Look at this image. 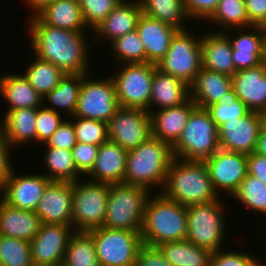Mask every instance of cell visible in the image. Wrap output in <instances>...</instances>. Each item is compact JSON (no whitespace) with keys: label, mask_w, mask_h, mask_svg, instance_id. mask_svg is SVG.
Masks as SVG:
<instances>
[{"label":"cell","mask_w":266,"mask_h":266,"mask_svg":"<svg viewBox=\"0 0 266 266\" xmlns=\"http://www.w3.org/2000/svg\"><path fill=\"white\" fill-rule=\"evenodd\" d=\"M151 89L149 113L155 110V106L158 107L156 110H161L183 104L190 98V86L186 82L162 72L157 67L154 70Z\"/></svg>","instance_id":"484cf974"},{"label":"cell","mask_w":266,"mask_h":266,"mask_svg":"<svg viewBox=\"0 0 266 266\" xmlns=\"http://www.w3.org/2000/svg\"><path fill=\"white\" fill-rule=\"evenodd\" d=\"M183 206L211 203L221 195L214 190L204 160L173 158L160 192Z\"/></svg>","instance_id":"7a4b0ae2"},{"label":"cell","mask_w":266,"mask_h":266,"mask_svg":"<svg viewBox=\"0 0 266 266\" xmlns=\"http://www.w3.org/2000/svg\"><path fill=\"white\" fill-rule=\"evenodd\" d=\"M40 226L34 211L11 207L0 199V235L31 242Z\"/></svg>","instance_id":"83f0119b"},{"label":"cell","mask_w":266,"mask_h":266,"mask_svg":"<svg viewBox=\"0 0 266 266\" xmlns=\"http://www.w3.org/2000/svg\"><path fill=\"white\" fill-rule=\"evenodd\" d=\"M186 235V206L167 199L157 190L146 204L141 230L143 244L158 246L164 242L185 240Z\"/></svg>","instance_id":"3957f363"},{"label":"cell","mask_w":266,"mask_h":266,"mask_svg":"<svg viewBox=\"0 0 266 266\" xmlns=\"http://www.w3.org/2000/svg\"><path fill=\"white\" fill-rule=\"evenodd\" d=\"M214 190L230 197L248 174L247 155L219 148L204 159Z\"/></svg>","instance_id":"9a60e30c"},{"label":"cell","mask_w":266,"mask_h":266,"mask_svg":"<svg viewBox=\"0 0 266 266\" xmlns=\"http://www.w3.org/2000/svg\"><path fill=\"white\" fill-rule=\"evenodd\" d=\"M73 182L50 181L35 213L41 223L72 225Z\"/></svg>","instance_id":"ac0fdd59"},{"label":"cell","mask_w":266,"mask_h":266,"mask_svg":"<svg viewBox=\"0 0 266 266\" xmlns=\"http://www.w3.org/2000/svg\"><path fill=\"white\" fill-rule=\"evenodd\" d=\"M66 120L59 112L39 107L36 117V142L42 146Z\"/></svg>","instance_id":"f6af8a7d"},{"label":"cell","mask_w":266,"mask_h":266,"mask_svg":"<svg viewBox=\"0 0 266 266\" xmlns=\"http://www.w3.org/2000/svg\"><path fill=\"white\" fill-rule=\"evenodd\" d=\"M50 180L44 174H16L12 168L10 175L1 190L0 198L11 207L35 211L43 191Z\"/></svg>","instance_id":"e0dca14e"},{"label":"cell","mask_w":266,"mask_h":266,"mask_svg":"<svg viewBox=\"0 0 266 266\" xmlns=\"http://www.w3.org/2000/svg\"><path fill=\"white\" fill-rule=\"evenodd\" d=\"M11 150V151H10ZM14 150L9 147L7 143H5L1 148H0V192L3 189L10 172L12 168L14 167L12 165V159L11 153Z\"/></svg>","instance_id":"db71d44e"},{"label":"cell","mask_w":266,"mask_h":266,"mask_svg":"<svg viewBox=\"0 0 266 266\" xmlns=\"http://www.w3.org/2000/svg\"><path fill=\"white\" fill-rule=\"evenodd\" d=\"M0 96L8 103L7 110L43 106V97L22 73L20 75L6 73L0 76Z\"/></svg>","instance_id":"f546056e"},{"label":"cell","mask_w":266,"mask_h":266,"mask_svg":"<svg viewBox=\"0 0 266 266\" xmlns=\"http://www.w3.org/2000/svg\"><path fill=\"white\" fill-rule=\"evenodd\" d=\"M248 175L260 179L266 184V156L253 152L247 155Z\"/></svg>","instance_id":"f5cc1de1"},{"label":"cell","mask_w":266,"mask_h":266,"mask_svg":"<svg viewBox=\"0 0 266 266\" xmlns=\"http://www.w3.org/2000/svg\"><path fill=\"white\" fill-rule=\"evenodd\" d=\"M44 151L43 162L48 170L44 175L50 181L75 182L82 178L75 166L72 150L44 147Z\"/></svg>","instance_id":"e575fe53"},{"label":"cell","mask_w":266,"mask_h":266,"mask_svg":"<svg viewBox=\"0 0 266 266\" xmlns=\"http://www.w3.org/2000/svg\"><path fill=\"white\" fill-rule=\"evenodd\" d=\"M87 29L92 32L122 0H78Z\"/></svg>","instance_id":"ee69618b"},{"label":"cell","mask_w":266,"mask_h":266,"mask_svg":"<svg viewBox=\"0 0 266 266\" xmlns=\"http://www.w3.org/2000/svg\"><path fill=\"white\" fill-rule=\"evenodd\" d=\"M191 32L188 29L177 32L166 55L156 64L162 72L183 80L189 86L202 68L201 36L197 39Z\"/></svg>","instance_id":"8fae6325"},{"label":"cell","mask_w":266,"mask_h":266,"mask_svg":"<svg viewBox=\"0 0 266 266\" xmlns=\"http://www.w3.org/2000/svg\"><path fill=\"white\" fill-rule=\"evenodd\" d=\"M265 265H266V263H263V262H262L259 266H265Z\"/></svg>","instance_id":"6125c7cd"},{"label":"cell","mask_w":266,"mask_h":266,"mask_svg":"<svg viewBox=\"0 0 266 266\" xmlns=\"http://www.w3.org/2000/svg\"><path fill=\"white\" fill-rule=\"evenodd\" d=\"M110 43L115 62L119 64L146 63L145 48L137 30L128 32Z\"/></svg>","instance_id":"f35d334b"},{"label":"cell","mask_w":266,"mask_h":266,"mask_svg":"<svg viewBox=\"0 0 266 266\" xmlns=\"http://www.w3.org/2000/svg\"><path fill=\"white\" fill-rule=\"evenodd\" d=\"M262 260H258L251 252L223 251L220 249L212 252L210 266H259Z\"/></svg>","instance_id":"bcb514c9"},{"label":"cell","mask_w":266,"mask_h":266,"mask_svg":"<svg viewBox=\"0 0 266 266\" xmlns=\"http://www.w3.org/2000/svg\"><path fill=\"white\" fill-rule=\"evenodd\" d=\"M27 23L34 56L51 62L65 73H89L91 51L86 32L57 28L37 16L30 17Z\"/></svg>","instance_id":"6da1fadb"},{"label":"cell","mask_w":266,"mask_h":266,"mask_svg":"<svg viewBox=\"0 0 266 266\" xmlns=\"http://www.w3.org/2000/svg\"><path fill=\"white\" fill-rule=\"evenodd\" d=\"M92 236L100 266H134L143 244L141 231L100 228L88 231Z\"/></svg>","instance_id":"30bf717a"},{"label":"cell","mask_w":266,"mask_h":266,"mask_svg":"<svg viewBox=\"0 0 266 266\" xmlns=\"http://www.w3.org/2000/svg\"><path fill=\"white\" fill-rule=\"evenodd\" d=\"M208 33L201 36L202 68L232 77L236 70L228 36L220 30Z\"/></svg>","instance_id":"cb8c5ba5"},{"label":"cell","mask_w":266,"mask_h":266,"mask_svg":"<svg viewBox=\"0 0 266 266\" xmlns=\"http://www.w3.org/2000/svg\"><path fill=\"white\" fill-rule=\"evenodd\" d=\"M218 3L219 0H183L188 21L200 19L206 22L215 12Z\"/></svg>","instance_id":"681fc988"},{"label":"cell","mask_w":266,"mask_h":266,"mask_svg":"<svg viewBox=\"0 0 266 266\" xmlns=\"http://www.w3.org/2000/svg\"><path fill=\"white\" fill-rule=\"evenodd\" d=\"M197 106L189 98L178 106L154 110L150 113L152 137L171 147L178 141L191 112Z\"/></svg>","instance_id":"d6986e66"},{"label":"cell","mask_w":266,"mask_h":266,"mask_svg":"<svg viewBox=\"0 0 266 266\" xmlns=\"http://www.w3.org/2000/svg\"><path fill=\"white\" fill-rule=\"evenodd\" d=\"M261 127V115L255 111L219 125L220 148L245 155L255 152Z\"/></svg>","instance_id":"2e32d148"},{"label":"cell","mask_w":266,"mask_h":266,"mask_svg":"<svg viewBox=\"0 0 266 266\" xmlns=\"http://www.w3.org/2000/svg\"><path fill=\"white\" fill-rule=\"evenodd\" d=\"M0 258L2 266H34L30 242L0 235Z\"/></svg>","instance_id":"b9f144b4"},{"label":"cell","mask_w":266,"mask_h":266,"mask_svg":"<svg viewBox=\"0 0 266 266\" xmlns=\"http://www.w3.org/2000/svg\"><path fill=\"white\" fill-rule=\"evenodd\" d=\"M209 23L218 24L221 32L231 29L247 28L251 25L248 21L245 0H219L218 6L212 16L207 20ZM233 28V29H232Z\"/></svg>","instance_id":"8d00e7d4"},{"label":"cell","mask_w":266,"mask_h":266,"mask_svg":"<svg viewBox=\"0 0 266 266\" xmlns=\"http://www.w3.org/2000/svg\"><path fill=\"white\" fill-rule=\"evenodd\" d=\"M142 8L139 0H122L107 17L92 31L95 36L91 42L95 44L100 38L112 42L116 38L136 30Z\"/></svg>","instance_id":"ffe728a7"},{"label":"cell","mask_w":266,"mask_h":266,"mask_svg":"<svg viewBox=\"0 0 266 266\" xmlns=\"http://www.w3.org/2000/svg\"><path fill=\"white\" fill-rule=\"evenodd\" d=\"M91 72L82 78L77 106L73 116L108 122L120 107L110 76L93 79ZM90 77V79H89Z\"/></svg>","instance_id":"7c38bea8"},{"label":"cell","mask_w":266,"mask_h":266,"mask_svg":"<svg viewBox=\"0 0 266 266\" xmlns=\"http://www.w3.org/2000/svg\"><path fill=\"white\" fill-rule=\"evenodd\" d=\"M239 30L244 31L236 32L238 33L236 37L232 34L231 29L227 30V32L224 31L232 45V60L236 71L253 68L262 63L265 38V33L260 26H250L244 29L239 28Z\"/></svg>","instance_id":"44dd1931"},{"label":"cell","mask_w":266,"mask_h":266,"mask_svg":"<svg viewBox=\"0 0 266 266\" xmlns=\"http://www.w3.org/2000/svg\"><path fill=\"white\" fill-rule=\"evenodd\" d=\"M1 121V120H0ZM5 137H4V126L3 123L0 122V148L5 144Z\"/></svg>","instance_id":"6f0895ef"},{"label":"cell","mask_w":266,"mask_h":266,"mask_svg":"<svg viewBox=\"0 0 266 266\" xmlns=\"http://www.w3.org/2000/svg\"><path fill=\"white\" fill-rule=\"evenodd\" d=\"M212 120L217 126L229 122L230 120L245 116L250 110L238 99L233 87L221 97L217 103L206 108Z\"/></svg>","instance_id":"60d3db41"},{"label":"cell","mask_w":266,"mask_h":266,"mask_svg":"<svg viewBox=\"0 0 266 266\" xmlns=\"http://www.w3.org/2000/svg\"><path fill=\"white\" fill-rule=\"evenodd\" d=\"M172 147L151 137L136 149L128 151L124 183L161 192L173 160Z\"/></svg>","instance_id":"277c9868"},{"label":"cell","mask_w":266,"mask_h":266,"mask_svg":"<svg viewBox=\"0 0 266 266\" xmlns=\"http://www.w3.org/2000/svg\"><path fill=\"white\" fill-rule=\"evenodd\" d=\"M128 151L110 140L98 149L94 167L86 175L90 181L118 184L124 183Z\"/></svg>","instance_id":"603a6c76"},{"label":"cell","mask_w":266,"mask_h":266,"mask_svg":"<svg viewBox=\"0 0 266 266\" xmlns=\"http://www.w3.org/2000/svg\"><path fill=\"white\" fill-rule=\"evenodd\" d=\"M221 198L211 203L193 204L186 206L187 235L186 239L197 246L216 252L222 248L224 235L227 233V209ZM225 226V227H224ZM226 228V229H225Z\"/></svg>","instance_id":"52a82bcc"},{"label":"cell","mask_w":266,"mask_h":266,"mask_svg":"<svg viewBox=\"0 0 266 266\" xmlns=\"http://www.w3.org/2000/svg\"><path fill=\"white\" fill-rule=\"evenodd\" d=\"M109 186L89 179L73 182L72 226L75 232H88L103 226Z\"/></svg>","instance_id":"ba28073f"},{"label":"cell","mask_w":266,"mask_h":266,"mask_svg":"<svg viewBox=\"0 0 266 266\" xmlns=\"http://www.w3.org/2000/svg\"><path fill=\"white\" fill-rule=\"evenodd\" d=\"M142 13L156 18L178 32L186 30V15L183 0H139Z\"/></svg>","instance_id":"836d02e7"},{"label":"cell","mask_w":266,"mask_h":266,"mask_svg":"<svg viewBox=\"0 0 266 266\" xmlns=\"http://www.w3.org/2000/svg\"><path fill=\"white\" fill-rule=\"evenodd\" d=\"M220 148L218 126L206 108L196 107L178 141L172 146L174 158L204 160Z\"/></svg>","instance_id":"8992f818"},{"label":"cell","mask_w":266,"mask_h":266,"mask_svg":"<svg viewBox=\"0 0 266 266\" xmlns=\"http://www.w3.org/2000/svg\"><path fill=\"white\" fill-rule=\"evenodd\" d=\"M33 60L25 69L23 75L31 86L42 97H45L59 84L66 73L51 62L41 60L36 56H34Z\"/></svg>","instance_id":"d590c367"},{"label":"cell","mask_w":266,"mask_h":266,"mask_svg":"<svg viewBox=\"0 0 266 266\" xmlns=\"http://www.w3.org/2000/svg\"><path fill=\"white\" fill-rule=\"evenodd\" d=\"M231 198L247 209L266 214V184L258 178L247 174Z\"/></svg>","instance_id":"ab89813d"},{"label":"cell","mask_w":266,"mask_h":266,"mask_svg":"<svg viewBox=\"0 0 266 266\" xmlns=\"http://www.w3.org/2000/svg\"><path fill=\"white\" fill-rule=\"evenodd\" d=\"M75 233L72 225L41 223L30 242L34 266H62L69 239Z\"/></svg>","instance_id":"5bb4252c"},{"label":"cell","mask_w":266,"mask_h":266,"mask_svg":"<svg viewBox=\"0 0 266 266\" xmlns=\"http://www.w3.org/2000/svg\"><path fill=\"white\" fill-rule=\"evenodd\" d=\"M248 21L251 26H260L266 19V0H245Z\"/></svg>","instance_id":"816d5d0a"},{"label":"cell","mask_w":266,"mask_h":266,"mask_svg":"<svg viewBox=\"0 0 266 266\" xmlns=\"http://www.w3.org/2000/svg\"><path fill=\"white\" fill-rule=\"evenodd\" d=\"M260 28L264 31V33H266V19H265L264 22L260 25Z\"/></svg>","instance_id":"94428289"},{"label":"cell","mask_w":266,"mask_h":266,"mask_svg":"<svg viewBox=\"0 0 266 266\" xmlns=\"http://www.w3.org/2000/svg\"><path fill=\"white\" fill-rule=\"evenodd\" d=\"M255 152L266 156V128L261 127Z\"/></svg>","instance_id":"9f6ffc18"},{"label":"cell","mask_w":266,"mask_h":266,"mask_svg":"<svg viewBox=\"0 0 266 266\" xmlns=\"http://www.w3.org/2000/svg\"><path fill=\"white\" fill-rule=\"evenodd\" d=\"M51 26L76 32H86L78 0H56L36 15Z\"/></svg>","instance_id":"4dcf8cb0"},{"label":"cell","mask_w":266,"mask_h":266,"mask_svg":"<svg viewBox=\"0 0 266 266\" xmlns=\"http://www.w3.org/2000/svg\"><path fill=\"white\" fill-rule=\"evenodd\" d=\"M136 30L145 48L146 63L152 64H157L166 55L178 32L144 13L139 17Z\"/></svg>","instance_id":"d4e9b609"},{"label":"cell","mask_w":266,"mask_h":266,"mask_svg":"<svg viewBox=\"0 0 266 266\" xmlns=\"http://www.w3.org/2000/svg\"><path fill=\"white\" fill-rule=\"evenodd\" d=\"M157 248L172 266H210L212 252L187 239L164 242Z\"/></svg>","instance_id":"1f68e13d"},{"label":"cell","mask_w":266,"mask_h":266,"mask_svg":"<svg viewBox=\"0 0 266 266\" xmlns=\"http://www.w3.org/2000/svg\"><path fill=\"white\" fill-rule=\"evenodd\" d=\"M76 143L77 138L75 135L73 122L71 120L69 121V119H66L45 142V144L42 145L45 147L72 150Z\"/></svg>","instance_id":"c3c4849f"},{"label":"cell","mask_w":266,"mask_h":266,"mask_svg":"<svg viewBox=\"0 0 266 266\" xmlns=\"http://www.w3.org/2000/svg\"><path fill=\"white\" fill-rule=\"evenodd\" d=\"M134 266H172L157 246L142 244L138 250Z\"/></svg>","instance_id":"f907efd6"},{"label":"cell","mask_w":266,"mask_h":266,"mask_svg":"<svg viewBox=\"0 0 266 266\" xmlns=\"http://www.w3.org/2000/svg\"><path fill=\"white\" fill-rule=\"evenodd\" d=\"M232 88V77L201 68L190 85V99L197 107L207 108Z\"/></svg>","instance_id":"f1b7e54d"},{"label":"cell","mask_w":266,"mask_h":266,"mask_svg":"<svg viewBox=\"0 0 266 266\" xmlns=\"http://www.w3.org/2000/svg\"><path fill=\"white\" fill-rule=\"evenodd\" d=\"M99 146L77 142L72 148L75 166L82 175H87L94 167Z\"/></svg>","instance_id":"7dc6e473"},{"label":"cell","mask_w":266,"mask_h":266,"mask_svg":"<svg viewBox=\"0 0 266 266\" xmlns=\"http://www.w3.org/2000/svg\"><path fill=\"white\" fill-rule=\"evenodd\" d=\"M117 74H113L116 98L120 107L138 108L149 113L154 70L152 63L120 64ZM121 69V70H120Z\"/></svg>","instance_id":"9c48e42d"},{"label":"cell","mask_w":266,"mask_h":266,"mask_svg":"<svg viewBox=\"0 0 266 266\" xmlns=\"http://www.w3.org/2000/svg\"><path fill=\"white\" fill-rule=\"evenodd\" d=\"M85 75L66 73L59 84L43 97V104L49 102L48 105L51 104L52 107L47 105L44 107L59 113L63 109L71 118L77 106L82 78ZM58 109L60 110L57 111Z\"/></svg>","instance_id":"d6a6232c"},{"label":"cell","mask_w":266,"mask_h":266,"mask_svg":"<svg viewBox=\"0 0 266 266\" xmlns=\"http://www.w3.org/2000/svg\"><path fill=\"white\" fill-rule=\"evenodd\" d=\"M262 64L266 68V33H265L264 44H263Z\"/></svg>","instance_id":"680465c9"},{"label":"cell","mask_w":266,"mask_h":266,"mask_svg":"<svg viewBox=\"0 0 266 266\" xmlns=\"http://www.w3.org/2000/svg\"><path fill=\"white\" fill-rule=\"evenodd\" d=\"M56 0H27V6L30 8L31 16H36L41 12L46 6L50 5ZM33 13V14H32Z\"/></svg>","instance_id":"11a10c76"},{"label":"cell","mask_w":266,"mask_h":266,"mask_svg":"<svg viewBox=\"0 0 266 266\" xmlns=\"http://www.w3.org/2000/svg\"><path fill=\"white\" fill-rule=\"evenodd\" d=\"M152 191L125 183L110 184L104 228L141 231Z\"/></svg>","instance_id":"5b68a950"},{"label":"cell","mask_w":266,"mask_h":266,"mask_svg":"<svg viewBox=\"0 0 266 266\" xmlns=\"http://www.w3.org/2000/svg\"><path fill=\"white\" fill-rule=\"evenodd\" d=\"M38 108H20L6 110L2 123L4 126L5 142L13 150L23 147L22 144H36V117Z\"/></svg>","instance_id":"4316f807"},{"label":"cell","mask_w":266,"mask_h":266,"mask_svg":"<svg viewBox=\"0 0 266 266\" xmlns=\"http://www.w3.org/2000/svg\"><path fill=\"white\" fill-rule=\"evenodd\" d=\"M260 115L262 120V127L266 128V108L260 112Z\"/></svg>","instance_id":"91938a15"},{"label":"cell","mask_w":266,"mask_h":266,"mask_svg":"<svg viewBox=\"0 0 266 266\" xmlns=\"http://www.w3.org/2000/svg\"><path fill=\"white\" fill-rule=\"evenodd\" d=\"M108 139L126 151L136 149L152 137L150 113L119 107L107 122Z\"/></svg>","instance_id":"4fadbf2b"},{"label":"cell","mask_w":266,"mask_h":266,"mask_svg":"<svg viewBox=\"0 0 266 266\" xmlns=\"http://www.w3.org/2000/svg\"><path fill=\"white\" fill-rule=\"evenodd\" d=\"M62 266H99L92 236L75 232L69 239Z\"/></svg>","instance_id":"74e56055"},{"label":"cell","mask_w":266,"mask_h":266,"mask_svg":"<svg viewBox=\"0 0 266 266\" xmlns=\"http://www.w3.org/2000/svg\"><path fill=\"white\" fill-rule=\"evenodd\" d=\"M232 87L250 111L261 112L266 108V68L260 65L236 71Z\"/></svg>","instance_id":"7402d4cb"},{"label":"cell","mask_w":266,"mask_h":266,"mask_svg":"<svg viewBox=\"0 0 266 266\" xmlns=\"http://www.w3.org/2000/svg\"><path fill=\"white\" fill-rule=\"evenodd\" d=\"M77 142L100 146L108 141L107 123L95 119L72 116Z\"/></svg>","instance_id":"7bdbcfd3"}]
</instances>
